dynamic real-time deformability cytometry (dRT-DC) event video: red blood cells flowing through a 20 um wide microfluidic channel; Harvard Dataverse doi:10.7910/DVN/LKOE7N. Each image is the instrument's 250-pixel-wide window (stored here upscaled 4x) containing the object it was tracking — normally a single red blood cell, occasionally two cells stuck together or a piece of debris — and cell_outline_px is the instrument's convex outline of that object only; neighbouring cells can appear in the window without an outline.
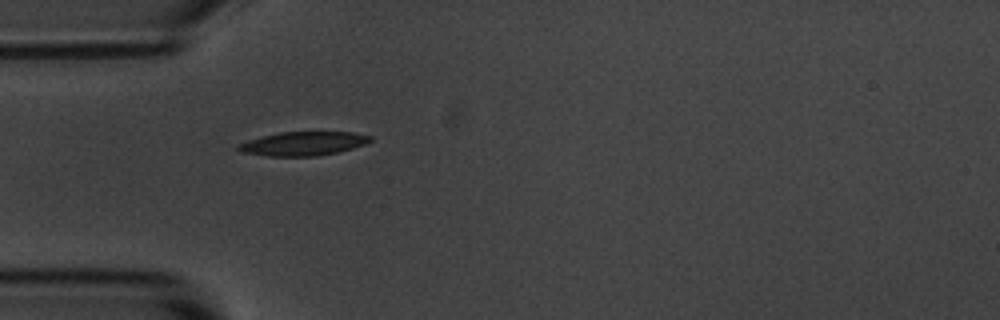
{"species": "common noctule bat (a hibernating species)", "species_latin": "Nyctalus noctula", "temperature_condition": "room temperature", "stored_images_in_passage": 1, "camera_frame_rate_fps": 3000, "um_per_image_px": 0.085, "animal": {"sex": "male", "body_mass_g": 20.1, "forearm_length_mm": 53.5}, "frame": {"image": 1, "passage_image": 1, "time_ms": 0.0, "image_size_px": [1000, 320], "cell_outline_px": [[372, 140], [364, 144], [352, 148], [336, 152], [316, 156], [268, 156], [244, 152], [236, 148], [236, 144], [248, 140], [280, 132], [352, 132], [372, 136]], "centroid_in_image_um": [25.76, 12.2], "position_along_channel_um": 59.2, "area_um2": 18.15}}